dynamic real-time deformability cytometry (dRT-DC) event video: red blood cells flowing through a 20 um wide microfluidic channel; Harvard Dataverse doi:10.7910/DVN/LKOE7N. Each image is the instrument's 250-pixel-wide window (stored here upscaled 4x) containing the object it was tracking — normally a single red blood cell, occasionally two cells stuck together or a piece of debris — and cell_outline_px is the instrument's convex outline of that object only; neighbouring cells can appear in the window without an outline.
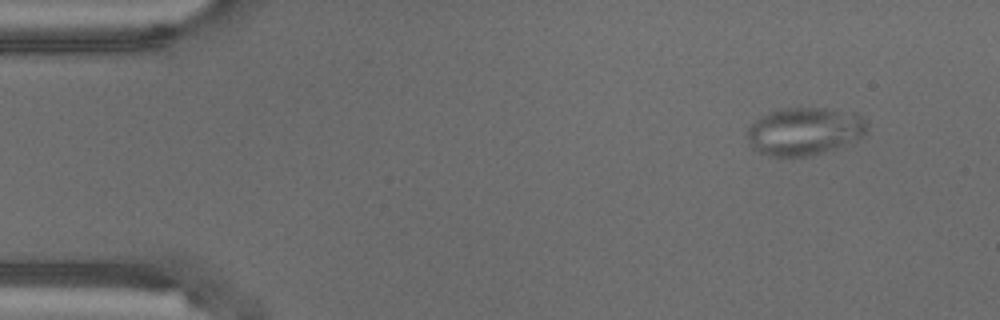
{"species": "common noctule bat (a hibernating species)", "species_latin": "Nyctalus noctula", "temperature_condition": "warm", "stored_images_in_passage": 8, "camera_frame_rate_fps": 3000, "um_per_image_px": 0.085, "animal": {"sex": "male", "body_mass_g": 18.8}, "frame": {"image": 1, "passage_image": 2, "time_ms": 0.333, "image_size_px": [1000, 320], "cell_outline_px": [[868, 124], [864, 132], [856, 140], [836, 148], [808, 156], [768, 156], [752, 148], [748, 144], [748, 128], [756, 120], [780, 108], [824, 108], [856, 112]], "centroid_in_image_um": [68.38, 11.15], "position_along_channel_um": 16.6, "area_um2": 33.06}}
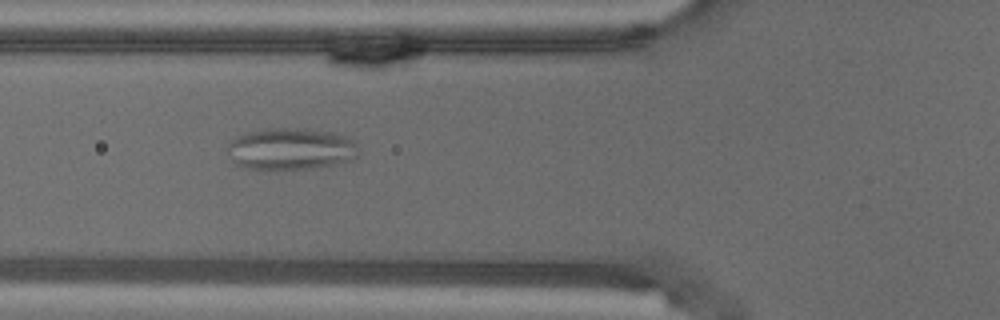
{"frame": {"image": 2, "passage_image": 6, "time_ms": 1.667, "image_size_px": [1000, 320], "cell_outline_px": [[360, 152], [356, 156], [348, 160], [332, 164], [312, 168], [244, 168], [236, 164], [232, 160], [224, 148], [236, 136], [248, 132], [268, 128], [300, 128], [332, 132], [348, 136], [356, 140], [360, 148]], "centroid_in_image_um": [24.72, 12.63], "position_along_channel_um": 101.1, "area_um2": 32.02}}